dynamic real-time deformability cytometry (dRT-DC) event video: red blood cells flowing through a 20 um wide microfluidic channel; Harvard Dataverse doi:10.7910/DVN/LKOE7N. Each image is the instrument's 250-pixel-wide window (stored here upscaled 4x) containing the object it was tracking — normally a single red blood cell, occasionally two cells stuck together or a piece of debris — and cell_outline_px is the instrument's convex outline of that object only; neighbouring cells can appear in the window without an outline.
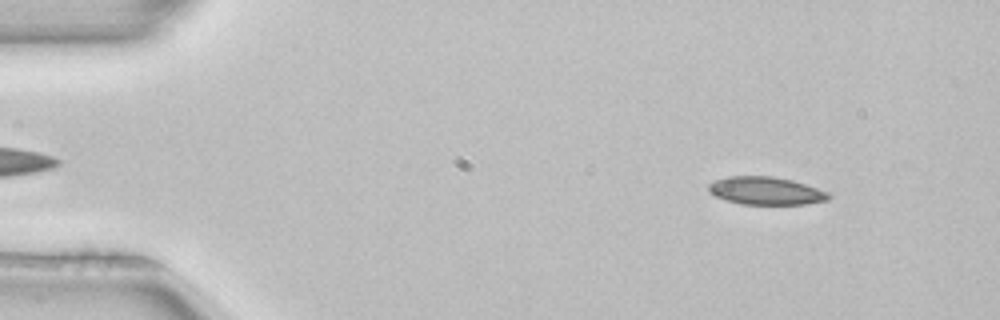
{"species": "common noctule bat (a hibernating species)", "species_latin": "Nyctalus noctula", "temperature_condition": "room temperature", "stored_images_in_passage": 50, "camera_frame_rate_fps": 3000, "um_per_image_px": 0.085, "animal": {"sex": "female", "body_mass_g": 22.7, "forearm_length_mm": 54.2}, "frame": {"image": 1, "passage_image": 5, "time_ms": 1.333, "image_size_px": [1000, 320], "cell_outline_px": [[832, 196], [828, 200], [804, 204], [740, 204], [716, 196], [708, 192], [708, 184], [716, 180], [728, 176], [772, 176], [792, 180], [828, 192]], "centroid_in_image_um": [65.09, 16.21], "position_along_channel_um": 19.9, "area_um2": 19.36}}
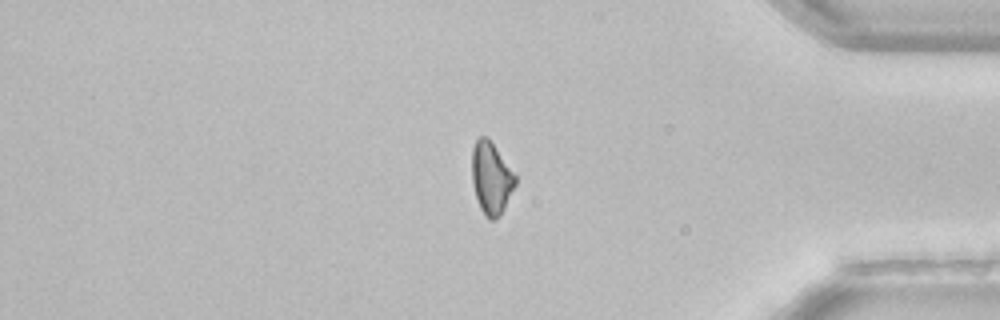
{"frame": {"image": 2, "passage_image": 42, "time_ms": 13.667, "image_size_px": [1000, 320], "cell_outline_px": [[516, 184], [500, 216], [492, 220], [488, 220], [484, 216], [480, 208], [472, 184], [472, 148], [476, 140], [480, 136], [488, 136], [516, 172]], "centroid_in_image_um": [41.77, 15.11], "position_along_channel_um": 393.4, "area_um2": 18.67}}
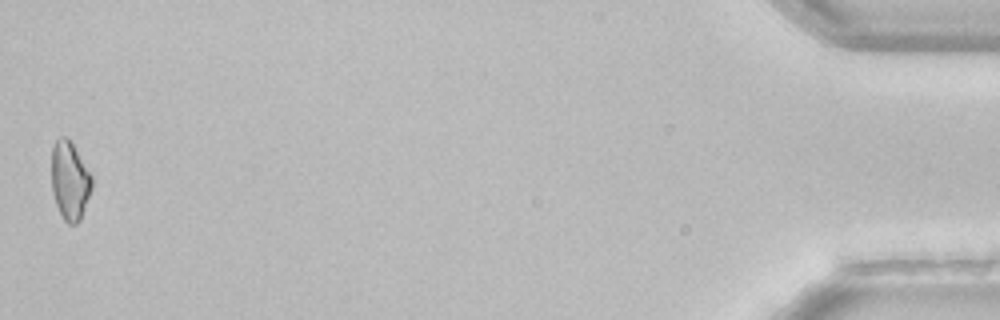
{"frame": {"image": 3, "passage_image": 50, "time_ms": 16.333, "image_size_px": [1000, 320], "cell_outline_px": [[92, 188], [80, 220], [76, 224], [68, 224], [64, 220], [56, 204], [52, 192], [52, 148], [56, 140], [60, 136], [68, 136], [92, 176]], "centroid_in_image_um": [5.93, 15.34], "position_along_channel_um": 429.3, "area_um2": 18.38}}